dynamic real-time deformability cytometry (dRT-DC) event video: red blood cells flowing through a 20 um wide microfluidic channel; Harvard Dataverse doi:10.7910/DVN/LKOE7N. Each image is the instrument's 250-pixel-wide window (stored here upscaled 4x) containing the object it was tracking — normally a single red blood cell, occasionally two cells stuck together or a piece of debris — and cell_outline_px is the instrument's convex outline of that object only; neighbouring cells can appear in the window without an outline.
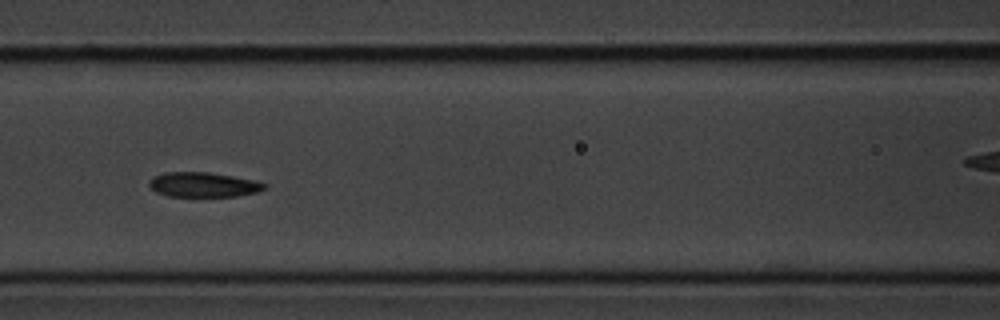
{"species": "common noctule bat (a hibernating species)", "species_latin": "Nyctalus noctula", "temperature_condition": "cold", "stored_images_in_passage": 8, "camera_frame_rate_fps": 3000, "um_per_image_px": 0.085, "animal": {"sex": "male", "body_mass_g": 20.1, "forearm_length_mm": 53.5}, "frame": {"image": 1, "passage_image": 6, "time_ms": 6.0, "image_size_px": [1000, 320], "cell_outline_px": [[268, 188], [260, 192], [236, 196], [168, 196], [156, 192], [148, 184], [148, 180], [152, 176], [164, 172], [208, 172], [232, 176], [252, 180], [268, 184]], "centroid_in_image_um": [17.28, 15.69], "position_along_channel_um": 149.3, "area_um2": 16.76}}